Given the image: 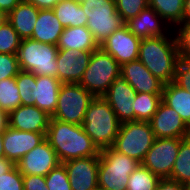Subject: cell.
I'll list each match as a JSON object with an SVG mask.
<instances>
[{"label": "cell", "mask_w": 190, "mask_h": 190, "mask_svg": "<svg viewBox=\"0 0 190 190\" xmlns=\"http://www.w3.org/2000/svg\"><path fill=\"white\" fill-rule=\"evenodd\" d=\"M57 52L56 45L41 43L31 38L22 39L17 52L19 68L36 76L57 78Z\"/></svg>", "instance_id": "obj_6"}, {"label": "cell", "mask_w": 190, "mask_h": 190, "mask_svg": "<svg viewBox=\"0 0 190 190\" xmlns=\"http://www.w3.org/2000/svg\"><path fill=\"white\" fill-rule=\"evenodd\" d=\"M187 190H190V181L186 184Z\"/></svg>", "instance_id": "obj_50"}, {"label": "cell", "mask_w": 190, "mask_h": 190, "mask_svg": "<svg viewBox=\"0 0 190 190\" xmlns=\"http://www.w3.org/2000/svg\"><path fill=\"white\" fill-rule=\"evenodd\" d=\"M183 139L156 138L141 164L160 179L170 178Z\"/></svg>", "instance_id": "obj_10"}, {"label": "cell", "mask_w": 190, "mask_h": 190, "mask_svg": "<svg viewBox=\"0 0 190 190\" xmlns=\"http://www.w3.org/2000/svg\"><path fill=\"white\" fill-rule=\"evenodd\" d=\"M121 122L104 97H95L89 104L82 123L98 150L113 146Z\"/></svg>", "instance_id": "obj_3"}, {"label": "cell", "mask_w": 190, "mask_h": 190, "mask_svg": "<svg viewBox=\"0 0 190 190\" xmlns=\"http://www.w3.org/2000/svg\"><path fill=\"white\" fill-rule=\"evenodd\" d=\"M140 164L112 147L100 150L98 186L111 190H126L130 174Z\"/></svg>", "instance_id": "obj_7"}, {"label": "cell", "mask_w": 190, "mask_h": 190, "mask_svg": "<svg viewBox=\"0 0 190 190\" xmlns=\"http://www.w3.org/2000/svg\"><path fill=\"white\" fill-rule=\"evenodd\" d=\"M19 72L17 54L0 53V81L16 77Z\"/></svg>", "instance_id": "obj_37"}, {"label": "cell", "mask_w": 190, "mask_h": 190, "mask_svg": "<svg viewBox=\"0 0 190 190\" xmlns=\"http://www.w3.org/2000/svg\"><path fill=\"white\" fill-rule=\"evenodd\" d=\"M140 43L141 38L135 36L124 25L106 38L99 47L110 54L121 66L138 59Z\"/></svg>", "instance_id": "obj_11"}, {"label": "cell", "mask_w": 190, "mask_h": 190, "mask_svg": "<svg viewBox=\"0 0 190 190\" xmlns=\"http://www.w3.org/2000/svg\"><path fill=\"white\" fill-rule=\"evenodd\" d=\"M88 17L87 28L100 45L112 33L121 29L125 22L117 13L115 0H75Z\"/></svg>", "instance_id": "obj_4"}, {"label": "cell", "mask_w": 190, "mask_h": 190, "mask_svg": "<svg viewBox=\"0 0 190 190\" xmlns=\"http://www.w3.org/2000/svg\"><path fill=\"white\" fill-rule=\"evenodd\" d=\"M173 82L179 87L190 91V59L179 57Z\"/></svg>", "instance_id": "obj_39"}, {"label": "cell", "mask_w": 190, "mask_h": 190, "mask_svg": "<svg viewBox=\"0 0 190 190\" xmlns=\"http://www.w3.org/2000/svg\"><path fill=\"white\" fill-rule=\"evenodd\" d=\"M30 2L39 10L42 9H53V7L60 1V0H26Z\"/></svg>", "instance_id": "obj_42"}, {"label": "cell", "mask_w": 190, "mask_h": 190, "mask_svg": "<svg viewBox=\"0 0 190 190\" xmlns=\"http://www.w3.org/2000/svg\"><path fill=\"white\" fill-rule=\"evenodd\" d=\"M46 139L60 163L73 159L100 156V151L83 130L82 125L50 118Z\"/></svg>", "instance_id": "obj_1"}, {"label": "cell", "mask_w": 190, "mask_h": 190, "mask_svg": "<svg viewBox=\"0 0 190 190\" xmlns=\"http://www.w3.org/2000/svg\"><path fill=\"white\" fill-rule=\"evenodd\" d=\"M160 178L140 164L129 176L126 190H156Z\"/></svg>", "instance_id": "obj_31"}, {"label": "cell", "mask_w": 190, "mask_h": 190, "mask_svg": "<svg viewBox=\"0 0 190 190\" xmlns=\"http://www.w3.org/2000/svg\"><path fill=\"white\" fill-rule=\"evenodd\" d=\"M39 9L30 2L22 0L8 15L7 21L22 39L31 38L38 19Z\"/></svg>", "instance_id": "obj_23"}, {"label": "cell", "mask_w": 190, "mask_h": 190, "mask_svg": "<svg viewBox=\"0 0 190 190\" xmlns=\"http://www.w3.org/2000/svg\"><path fill=\"white\" fill-rule=\"evenodd\" d=\"M23 188L24 190H48L45 176L42 175H23Z\"/></svg>", "instance_id": "obj_40"}, {"label": "cell", "mask_w": 190, "mask_h": 190, "mask_svg": "<svg viewBox=\"0 0 190 190\" xmlns=\"http://www.w3.org/2000/svg\"><path fill=\"white\" fill-rule=\"evenodd\" d=\"M96 190H111V189H107V188L98 186V187L96 188Z\"/></svg>", "instance_id": "obj_49"}, {"label": "cell", "mask_w": 190, "mask_h": 190, "mask_svg": "<svg viewBox=\"0 0 190 190\" xmlns=\"http://www.w3.org/2000/svg\"><path fill=\"white\" fill-rule=\"evenodd\" d=\"M162 101L174 109L190 128V91L185 90L174 82L164 84Z\"/></svg>", "instance_id": "obj_25"}, {"label": "cell", "mask_w": 190, "mask_h": 190, "mask_svg": "<svg viewBox=\"0 0 190 190\" xmlns=\"http://www.w3.org/2000/svg\"><path fill=\"white\" fill-rule=\"evenodd\" d=\"M7 21V14L0 11V27Z\"/></svg>", "instance_id": "obj_48"}, {"label": "cell", "mask_w": 190, "mask_h": 190, "mask_svg": "<svg viewBox=\"0 0 190 190\" xmlns=\"http://www.w3.org/2000/svg\"><path fill=\"white\" fill-rule=\"evenodd\" d=\"M183 22H190V0H184Z\"/></svg>", "instance_id": "obj_46"}, {"label": "cell", "mask_w": 190, "mask_h": 190, "mask_svg": "<svg viewBox=\"0 0 190 190\" xmlns=\"http://www.w3.org/2000/svg\"><path fill=\"white\" fill-rule=\"evenodd\" d=\"M115 2L117 13L124 22L137 16L149 6L148 0H115Z\"/></svg>", "instance_id": "obj_35"}, {"label": "cell", "mask_w": 190, "mask_h": 190, "mask_svg": "<svg viewBox=\"0 0 190 190\" xmlns=\"http://www.w3.org/2000/svg\"><path fill=\"white\" fill-rule=\"evenodd\" d=\"M156 138H188L190 128L179 114L161 101L149 121Z\"/></svg>", "instance_id": "obj_12"}, {"label": "cell", "mask_w": 190, "mask_h": 190, "mask_svg": "<svg viewBox=\"0 0 190 190\" xmlns=\"http://www.w3.org/2000/svg\"><path fill=\"white\" fill-rule=\"evenodd\" d=\"M15 166V164L11 161L8 160L7 158H1L0 159V175L7 173L8 171H10L13 167Z\"/></svg>", "instance_id": "obj_44"}, {"label": "cell", "mask_w": 190, "mask_h": 190, "mask_svg": "<svg viewBox=\"0 0 190 190\" xmlns=\"http://www.w3.org/2000/svg\"><path fill=\"white\" fill-rule=\"evenodd\" d=\"M93 51L58 49L56 55L57 78L61 83H79Z\"/></svg>", "instance_id": "obj_15"}, {"label": "cell", "mask_w": 190, "mask_h": 190, "mask_svg": "<svg viewBox=\"0 0 190 190\" xmlns=\"http://www.w3.org/2000/svg\"><path fill=\"white\" fill-rule=\"evenodd\" d=\"M120 70L117 61L99 47L92 52L79 84L94 97H103L110 85L120 77Z\"/></svg>", "instance_id": "obj_5"}, {"label": "cell", "mask_w": 190, "mask_h": 190, "mask_svg": "<svg viewBox=\"0 0 190 190\" xmlns=\"http://www.w3.org/2000/svg\"><path fill=\"white\" fill-rule=\"evenodd\" d=\"M45 139L44 133L19 131L8 126L3 131L4 156L16 164L26 153Z\"/></svg>", "instance_id": "obj_17"}, {"label": "cell", "mask_w": 190, "mask_h": 190, "mask_svg": "<svg viewBox=\"0 0 190 190\" xmlns=\"http://www.w3.org/2000/svg\"><path fill=\"white\" fill-rule=\"evenodd\" d=\"M171 180L187 184L190 181V139L185 138L180 142V149L171 172Z\"/></svg>", "instance_id": "obj_29"}, {"label": "cell", "mask_w": 190, "mask_h": 190, "mask_svg": "<svg viewBox=\"0 0 190 190\" xmlns=\"http://www.w3.org/2000/svg\"><path fill=\"white\" fill-rule=\"evenodd\" d=\"M63 164L67 170L72 190H96L99 156L73 159Z\"/></svg>", "instance_id": "obj_14"}, {"label": "cell", "mask_w": 190, "mask_h": 190, "mask_svg": "<svg viewBox=\"0 0 190 190\" xmlns=\"http://www.w3.org/2000/svg\"><path fill=\"white\" fill-rule=\"evenodd\" d=\"M21 98L16 78L11 77L0 81V110L7 114L21 106Z\"/></svg>", "instance_id": "obj_30"}, {"label": "cell", "mask_w": 190, "mask_h": 190, "mask_svg": "<svg viewBox=\"0 0 190 190\" xmlns=\"http://www.w3.org/2000/svg\"><path fill=\"white\" fill-rule=\"evenodd\" d=\"M153 8L172 28L183 22L184 0H148Z\"/></svg>", "instance_id": "obj_27"}, {"label": "cell", "mask_w": 190, "mask_h": 190, "mask_svg": "<svg viewBox=\"0 0 190 190\" xmlns=\"http://www.w3.org/2000/svg\"><path fill=\"white\" fill-rule=\"evenodd\" d=\"M156 190H187L186 185L169 178L160 179Z\"/></svg>", "instance_id": "obj_41"}, {"label": "cell", "mask_w": 190, "mask_h": 190, "mask_svg": "<svg viewBox=\"0 0 190 190\" xmlns=\"http://www.w3.org/2000/svg\"><path fill=\"white\" fill-rule=\"evenodd\" d=\"M155 139L149 122L127 121L121 123L112 148L142 163Z\"/></svg>", "instance_id": "obj_8"}, {"label": "cell", "mask_w": 190, "mask_h": 190, "mask_svg": "<svg viewBox=\"0 0 190 190\" xmlns=\"http://www.w3.org/2000/svg\"><path fill=\"white\" fill-rule=\"evenodd\" d=\"M56 46L58 49H74L75 51H95L99 48L87 26L64 28Z\"/></svg>", "instance_id": "obj_24"}, {"label": "cell", "mask_w": 190, "mask_h": 190, "mask_svg": "<svg viewBox=\"0 0 190 190\" xmlns=\"http://www.w3.org/2000/svg\"><path fill=\"white\" fill-rule=\"evenodd\" d=\"M46 187L48 190H72L67 170L63 163H59L46 176Z\"/></svg>", "instance_id": "obj_34"}, {"label": "cell", "mask_w": 190, "mask_h": 190, "mask_svg": "<svg viewBox=\"0 0 190 190\" xmlns=\"http://www.w3.org/2000/svg\"><path fill=\"white\" fill-rule=\"evenodd\" d=\"M3 131H0V159L4 158Z\"/></svg>", "instance_id": "obj_47"}, {"label": "cell", "mask_w": 190, "mask_h": 190, "mask_svg": "<svg viewBox=\"0 0 190 190\" xmlns=\"http://www.w3.org/2000/svg\"><path fill=\"white\" fill-rule=\"evenodd\" d=\"M64 27L52 9L39 10L31 39L41 43L57 45Z\"/></svg>", "instance_id": "obj_22"}, {"label": "cell", "mask_w": 190, "mask_h": 190, "mask_svg": "<svg viewBox=\"0 0 190 190\" xmlns=\"http://www.w3.org/2000/svg\"><path fill=\"white\" fill-rule=\"evenodd\" d=\"M62 83L56 77L35 75V91L32 105L52 116L56 110L59 89Z\"/></svg>", "instance_id": "obj_21"}, {"label": "cell", "mask_w": 190, "mask_h": 190, "mask_svg": "<svg viewBox=\"0 0 190 190\" xmlns=\"http://www.w3.org/2000/svg\"><path fill=\"white\" fill-rule=\"evenodd\" d=\"M21 1L22 0H0V11L8 15Z\"/></svg>", "instance_id": "obj_43"}, {"label": "cell", "mask_w": 190, "mask_h": 190, "mask_svg": "<svg viewBox=\"0 0 190 190\" xmlns=\"http://www.w3.org/2000/svg\"><path fill=\"white\" fill-rule=\"evenodd\" d=\"M59 163L56 152L45 139L26 153L15 165L22 175L46 176Z\"/></svg>", "instance_id": "obj_13"}, {"label": "cell", "mask_w": 190, "mask_h": 190, "mask_svg": "<svg viewBox=\"0 0 190 190\" xmlns=\"http://www.w3.org/2000/svg\"><path fill=\"white\" fill-rule=\"evenodd\" d=\"M136 94L133 87L120 76L110 85L103 97L115 112L118 120L123 123L135 121L133 101Z\"/></svg>", "instance_id": "obj_16"}, {"label": "cell", "mask_w": 190, "mask_h": 190, "mask_svg": "<svg viewBox=\"0 0 190 190\" xmlns=\"http://www.w3.org/2000/svg\"><path fill=\"white\" fill-rule=\"evenodd\" d=\"M16 78L22 105H32V96L35 91V74L20 70Z\"/></svg>", "instance_id": "obj_33"}, {"label": "cell", "mask_w": 190, "mask_h": 190, "mask_svg": "<svg viewBox=\"0 0 190 190\" xmlns=\"http://www.w3.org/2000/svg\"><path fill=\"white\" fill-rule=\"evenodd\" d=\"M162 101V94L137 93L133 101L135 121L149 122Z\"/></svg>", "instance_id": "obj_28"}, {"label": "cell", "mask_w": 190, "mask_h": 190, "mask_svg": "<svg viewBox=\"0 0 190 190\" xmlns=\"http://www.w3.org/2000/svg\"><path fill=\"white\" fill-rule=\"evenodd\" d=\"M95 97L79 83H62L56 110L51 118L82 125L85 113Z\"/></svg>", "instance_id": "obj_9"}, {"label": "cell", "mask_w": 190, "mask_h": 190, "mask_svg": "<svg viewBox=\"0 0 190 190\" xmlns=\"http://www.w3.org/2000/svg\"><path fill=\"white\" fill-rule=\"evenodd\" d=\"M0 190H24L23 175L16 165L7 173L0 175Z\"/></svg>", "instance_id": "obj_38"}, {"label": "cell", "mask_w": 190, "mask_h": 190, "mask_svg": "<svg viewBox=\"0 0 190 190\" xmlns=\"http://www.w3.org/2000/svg\"><path fill=\"white\" fill-rule=\"evenodd\" d=\"M138 59L164 84L173 82L179 61L175 35L142 38Z\"/></svg>", "instance_id": "obj_2"}, {"label": "cell", "mask_w": 190, "mask_h": 190, "mask_svg": "<svg viewBox=\"0 0 190 190\" xmlns=\"http://www.w3.org/2000/svg\"><path fill=\"white\" fill-rule=\"evenodd\" d=\"M49 116L35 105H21L8 114V126L19 131L47 134Z\"/></svg>", "instance_id": "obj_19"}, {"label": "cell", "mask_w": 190, "mask_h": 190, "mask_svg": "<svg viewBox=\"0 0 190 190\" xmlns=\"http://www.w3.org/2000/svg\"><path fill=\"white\" fill-rule=\"evenodd\" d=\"M174 30L179 57L190 59V22H182Z\"/></svg>", "instance_id": "obj_36"}, {"label": "cell", "mask_w": 190, "mask_h": 190, "mask_svg": "<svg viewBox=\"0 0 190 190\" xmlns=\"http://www.w3.org/2000/svg\"><path fill=\"white\" fill-rule=\"evenodd\" d=\"M164 19L151 7L142 10L137 16L125 22V26L135 36L142 38L158 37L169 33Z\"/></svg>", "instance_id": "obj_20"}, {"label": "cell", "mask_w": 190, "mask_h": 190, "mask_svg": "<svg viewBox=\"0 0 190 190\" xmlns=\"http://www.w3.org/2000/svg\"><path fill=\"white\" fill-rule=\"evenodd\" d=\"M21 41L22 38L8 21L0 27V53L17 54Z\"/></svg>", "instance_id": "obj_32"}, {"label": "cell", "mask_w": 190, "mask_h": 190, "mask_svg": "<svg viewBox=\"0 0 190 190\" xmlns=\"http://www.w3.org/2000/svg\"><path fill=\"white\" fill-rule=\"evenodd\" d=\"M120 76L137 93L162 94L164 83L155 77L139 59L121 65Z\"/></svg>", "instance_id": "obj_18"}, {"label": "cell", "mask_w": 190, "mask_h": 190, "mask_svg": "<svg viewBox=\"0 0 190 190\" xmlns=\"http://www.w3.org/2000/svg\"><path fill=\"white\" fill-rule=\"evenodd\" d=\"M8 127V114L0 110V131H4Z\"/></svg>", "instance_id": "obj_45"}, {"label": "cell", "mask_w": 190, "mask_h": 190, "mask_svg": "<svg viewBox=\"0 0 190 190\" xmlns=\"http://www.w3.org/2000/svg\"><path fill=\"white\" fill-rule=\"evenodd\" d=\"M52 10L64 28L87 26L88 17L85 15L80 2L60 0Z\"/></svg>", "instance_id": "obj_26"}]
</instances>
